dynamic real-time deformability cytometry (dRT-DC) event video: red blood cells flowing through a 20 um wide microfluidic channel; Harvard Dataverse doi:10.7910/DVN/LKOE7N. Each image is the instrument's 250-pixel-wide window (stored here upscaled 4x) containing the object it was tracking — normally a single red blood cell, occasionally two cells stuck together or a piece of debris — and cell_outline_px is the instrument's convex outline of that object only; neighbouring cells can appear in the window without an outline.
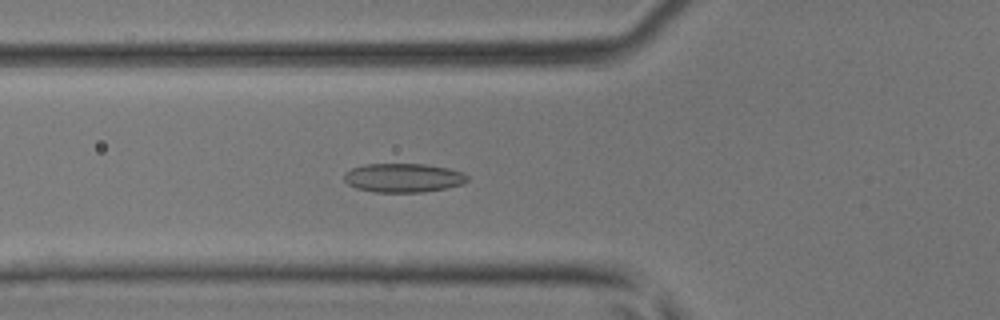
{"species": "common noctule bat (a hibernating species)", "species_latin": "Nyctalus noctula", "temperature_condition": "room temperature", "stored_images_in_passage": 41, "camera_frame_rate_fps": 3000, "um_per_image_px": 0.085, "animal": {"sex": "male", "body_mass_g": 17.9, "forearm_length_mm": 54.2}, "frame": {"image": 1, "passage_image": 11, "time_ms": 3.333, "image_size_px": [1000, 320], "cell_outline_px": [[468, 180], [464, 184], [444, 188], [420, 192], [376, 192], [356, 188], [348, 184], [344, 180], [344, 172], [352, 168], [364, 164], [424, 164], [448, 168], [464, 172], [468, 176]], "centroid_in_image_um": [34.28, 15.11], "position_along_channel_um": 91.5, "area_um2": 20.81}}
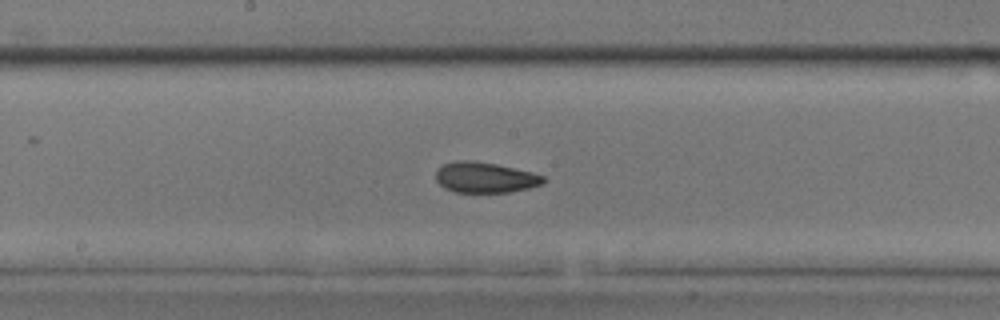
{"frame": {"image": 2, "passage_image": 19, "time_ms": 6.0, "image_size_px": [1000, 320], "cell_outline_px": [[544, 180], [540, 184], [528, 188], [508, 192], [456, 192], [444, 188], [436, 180], [436, 172], [444, 164], [456, 160], [468, 160], [496, 164], [532, 172], [544, 176]], "centroid_in_image_um": [41.2, 15.08], "position_along_channel_um": 207.0, "area_um2": 18.9}}
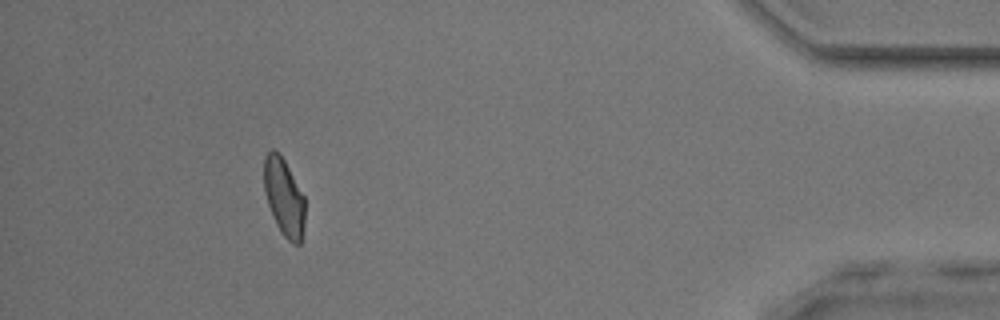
{"frame": {"image": 3, "passage_image": 37, "time_ms": 12.0, "image_size_px": [1000, 320], "cell_outline_px": [[304, 228], [300, 244], [292, 244], [280, 232], [276, 224], [268, 204], [264, 192], [264, 156], [272, 148], [280, 152], [304, 196]], "centroid_in_image_um": [24.13, 16.75], "position_along_channel_um": 411.1, "area_um2": 18.61}}